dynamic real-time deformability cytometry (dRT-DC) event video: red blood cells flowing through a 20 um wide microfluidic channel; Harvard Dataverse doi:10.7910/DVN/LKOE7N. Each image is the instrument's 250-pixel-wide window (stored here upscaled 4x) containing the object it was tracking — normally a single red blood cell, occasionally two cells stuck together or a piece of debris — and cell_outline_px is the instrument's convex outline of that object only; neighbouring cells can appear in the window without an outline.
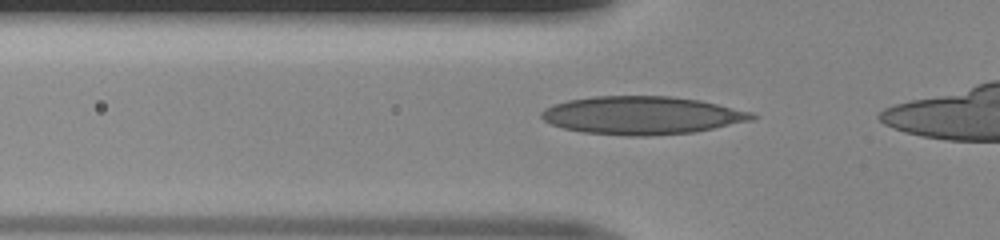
{"species": "human", "species_latin": "Homo sapiens", "temperature_condition": "room temperature", "stored_images_in_passage": 27, "camera_frame_rate_fps": 3000, "um_per_image_px": 0.085, "donor": {"sex": "male"}, "frame": {"image": 1, "passage_image": 3, "time_ms": 0.667, "image_size_px": [1000, 240], "cell_outline_px": [[760, 116], [756, 120], [696, 132], [652, 136], [628, 136], [584, 132], [564, 128], [552, 124], [544, 120], [540, 116], [540, 112], [544, 108], [552, 104], [568, 100], [592, 96], [672, 96], [700, 100], [752, 112]], "centroid_in_image_um": [54.61, 9.81], "position_along_channel_um": 71.2, "area_um2": 47.16}}
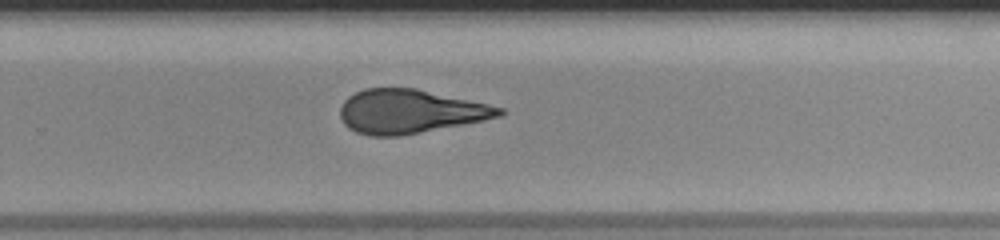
{"frame": {"image": 2, "passage_image": 19, "time_ms": 6.0, "image_size_px": [1000, 240], "cell_outline_px": [[508, 112], [500, 116], [484, 120], [400, 136], [368, 136], [356, 132], [348, 128], [344, 124], [340, 116], [340, 108], [344, 100], [348, 96], [364, 88], [416, 88], [488, 104], [504, 108]], "centroid_in_image_um": [34.83, 9.47], "position_along_channel_um": 295.0, "area_um2": 40.69}}
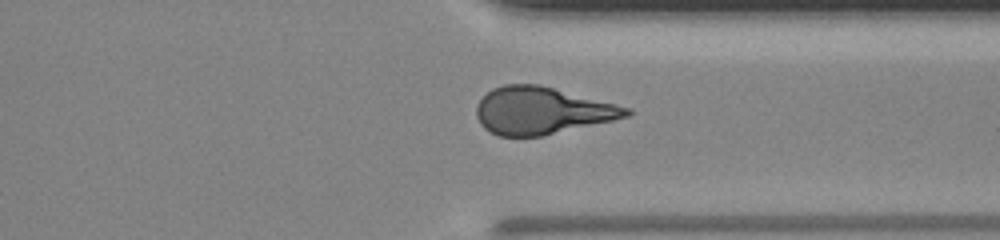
{"frame": {"image": 3, "passage_image": 24, "time_ms": 7.667, "image_size_px": [1000, 240], "cell_outline_px": [[632, 116], [540, 136], [496, 136], [484, 128], [480, 124], [476, 116], [476, 104], [492, 88], [504, 84], [540, 84], [632, 108]], "centroid_in_image_um": [46.05, 9.4], "position_along_channel_um": 365.3, "area_um2": 41.33}}